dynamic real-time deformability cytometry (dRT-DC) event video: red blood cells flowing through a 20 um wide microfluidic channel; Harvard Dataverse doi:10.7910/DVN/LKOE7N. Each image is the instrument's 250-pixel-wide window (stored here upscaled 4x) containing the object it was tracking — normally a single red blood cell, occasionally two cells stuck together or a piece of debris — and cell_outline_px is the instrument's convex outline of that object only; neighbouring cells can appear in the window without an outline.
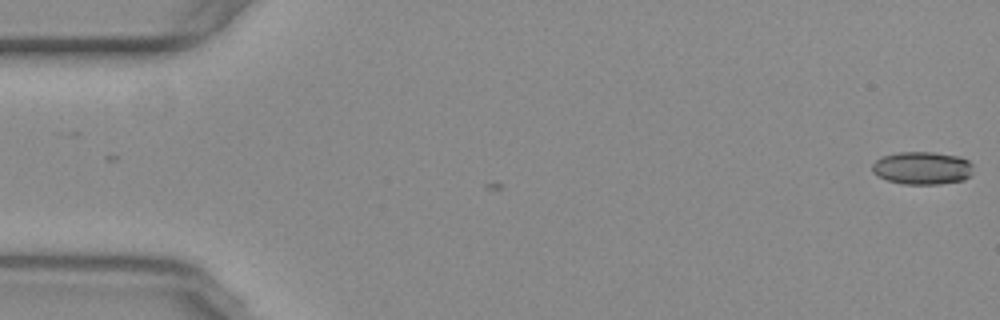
{"species": "common noctule bat (a hibernating species)", "species_latin": "Nyctalus noctula", "temperature_condition": "warm", "stored_images_in_passage": 2, "camera_frame_rate_fps": 3000, "um_per_image_px": 0.085, "animal": {"sex": "female", "body_mass_g": 29.2, "forearm_length_mm": 56.3}, "frame": {"image": 1, "passage_image": 2, "time_ms": 0.333, "image_size_px": [1000, 320], "cell_outline_px": [[972, 172], [964, 180], [940, 184], [904, 184], [888, 180], [872, 172], [872, 164], [876, 160], [884, 156], [900, 152], [932, 152], [960, 156], [968, 160], [972, 164]], "centroid_in_image_um": [78.41, 14.28], "position_along_channel_um": 6.6, "area_um2": 19.25}}